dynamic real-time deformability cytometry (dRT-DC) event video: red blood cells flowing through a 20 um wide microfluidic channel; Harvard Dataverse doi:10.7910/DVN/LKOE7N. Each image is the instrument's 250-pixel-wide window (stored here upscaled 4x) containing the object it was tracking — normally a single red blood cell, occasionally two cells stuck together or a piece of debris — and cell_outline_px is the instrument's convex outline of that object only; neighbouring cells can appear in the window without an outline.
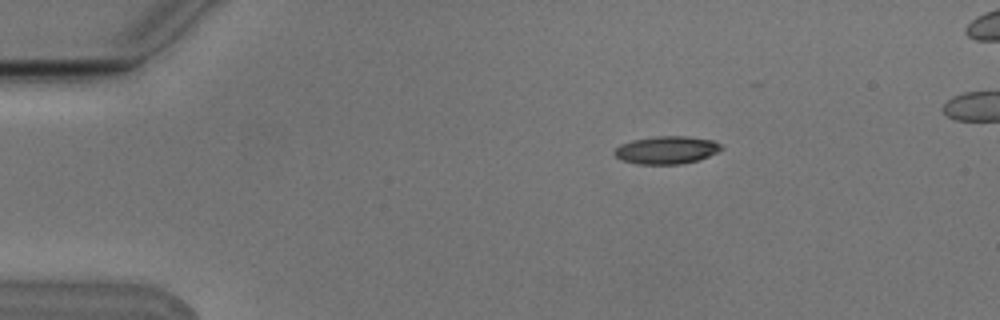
{"species": "Egyptian fruit bat (a non-hibernating species)", "species_latin": "Rousettus aegyptiacus", "temperature_condition": "cold", "stored_images_in_passage": 4, "camera_frame_rate_fps": 3000, "um_per_image_px": 0.085, "animal": {"sex": "male"}, "frame": {"image": 1, "passage_image": 2, "time_ms": 0.333, "image_size_px": [1000, 320], "cell_outline_px": [[724, 148], [700, 160], [680, 164], [636, 164], [620, 160], [612, 152], [620, 144], [632, 140], [656, 136], [688, 136], [712, 140], [720, 144]], "centroid_in_image_um": [56.63, 12.75], "position_along_channel_um": 28.4, "area_um2": 17.4}}